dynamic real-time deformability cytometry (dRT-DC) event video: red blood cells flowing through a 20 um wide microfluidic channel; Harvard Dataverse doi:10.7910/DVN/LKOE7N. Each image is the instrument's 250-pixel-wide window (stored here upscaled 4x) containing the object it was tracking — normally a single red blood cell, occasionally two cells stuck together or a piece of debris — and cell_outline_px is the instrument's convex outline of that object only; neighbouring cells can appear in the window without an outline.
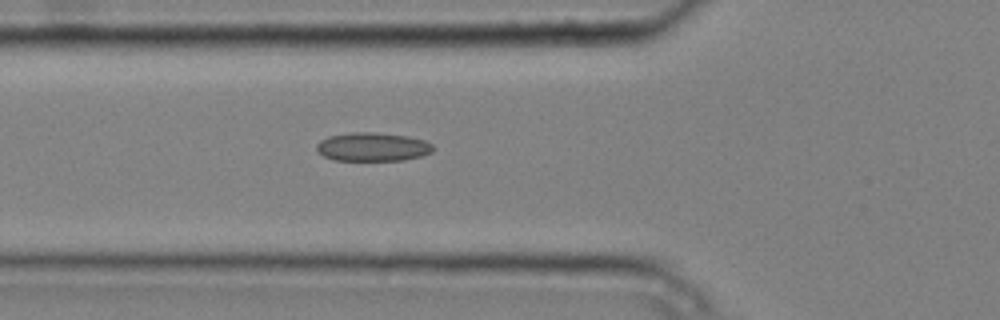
{"species": "common noctule bat (a hibernating species)", "species_latin": "Nyctalus noctula", "temperature_condition": "cold", "stored_images_in_passage": 4, "camera_frame_rate_fps": 3000, "um_per_image_px": 0.085, "animal": {"sex": "male", "body_mass_g": 20.4}, "frame": {"image": 1, "passage_image": 4, "time_ms": 1.0, "image_size_px": [1000, 320], "cell_outline_px": [[436, 148], [432, 152], [420, 156], [404, 160], [332, 160], [324, 156], [316, 148], [316, 144], [320, 140], [328, 136], [352, 132], [376, 132], [408, 136], [424, 140], [432, 144]], "centroid_in_image_um": [31.68, 12.48], "position_along_channel_um": 94.1, "area_um2": 19.54}}